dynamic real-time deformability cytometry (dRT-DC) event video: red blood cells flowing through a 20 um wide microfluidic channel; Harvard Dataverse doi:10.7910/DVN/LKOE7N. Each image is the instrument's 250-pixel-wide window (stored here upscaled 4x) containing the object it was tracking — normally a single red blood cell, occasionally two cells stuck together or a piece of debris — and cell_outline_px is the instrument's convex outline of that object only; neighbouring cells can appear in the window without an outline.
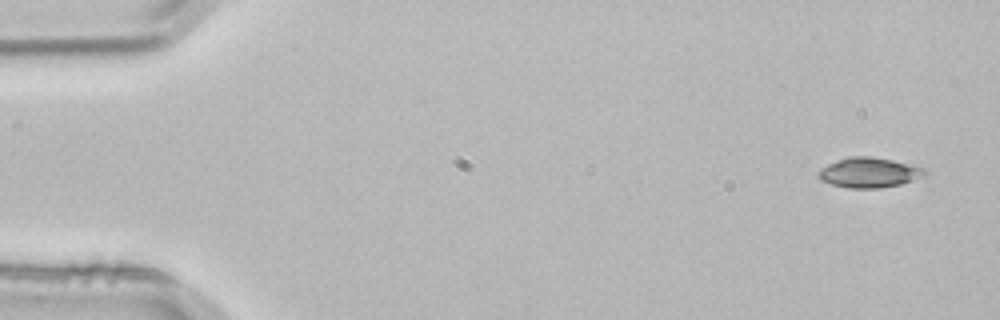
{"species": "common noctule bat (a hibernating species)", "species_latin": "Nyctalus noctula", "temperature_condition": "room temperature", "stored_images_in_passage": 3, "camera_frame_rate_fps": 3000, "um_per_image_px": 0.085, "animal": {"sex": "male", "body_mass_g": 21.5, "forearm_length_mm": 52.0}, "frame": {"image": 1, "passage_image": 1, "time_ms": 0.0, "image_size_px": [1000, 320], "cell_outline_px": [[924, 176], [900, 184], [880, 188], [848, 188], [832, 184], [820, 180], [816, 176], [820, 168], [828, 164], [848, 156], [868, 156], [892, 160], [924, 168]], "centroid_in_image_um": [73.81, 14.67], "position_along_channel_um": 11.2, "area_um2": 18.44}}
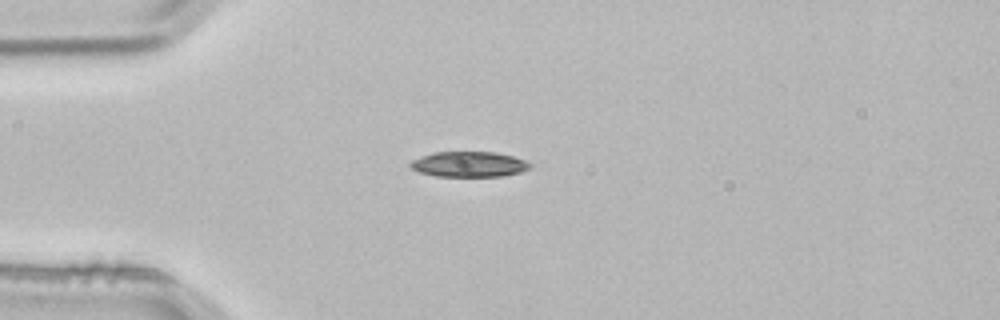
{"frame": {"image": 2, "passage_image": 3, "time_ms": 0.667, "image_size_px": [1000, 320], "cell_outline_px": [[532, 168], [520, 172], [500, 176], [436, 176], [420, 172], [412, 168], [408, 164], [412, 160], [420, 156], [436, 152], [496, 152], [512, 156], [524, 160], [532, 164]], "centroid_in_image_um": [39.87, 13.96], "position_along_channel_um": 45.1, "area_um2": 17.63}}